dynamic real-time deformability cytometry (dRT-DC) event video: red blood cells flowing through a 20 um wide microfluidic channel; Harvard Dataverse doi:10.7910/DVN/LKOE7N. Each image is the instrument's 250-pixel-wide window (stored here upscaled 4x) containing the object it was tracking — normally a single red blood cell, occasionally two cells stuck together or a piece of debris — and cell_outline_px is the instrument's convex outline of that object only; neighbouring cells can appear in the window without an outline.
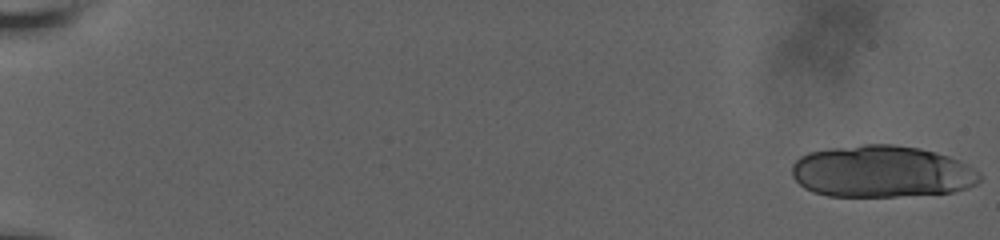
{"species": "human", "species_latin": "Homo sapiens", "temperature_condition": "room temperature", "stored_images_in_passage": 33, "camera_frame_rate_fps": 3000, "um_per_image_px": 0.085, "donor": {"sex": "male"}, "frame": {"image": 1, "passage_image": 1, "time_ms": 0.0, "image_size_px": [1000, 240], "cell_outline_px": [[980, 180], [976, 184], [968, 188], [952, 192], [896, 196], [828, 196], [812, 192], [804, 188], [792, 176], [792, 164], [800, 156], [808, 152], [828, 148], [864, 144], [892, 144], [920, 148], [936, 152], [948, 156], [968, 164], [980, 172]], "centroid_in_image_um": [74.93, 14.57], "position_along_channel_um": 10.1, "area_um2": 57.11}}
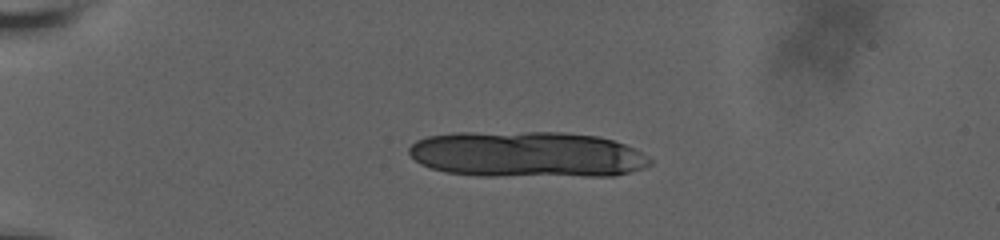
{"frame": {"image": 2, "passage_image": 24, "time_ms": 5.0, "image_size_px": [1000, 240], "cell_outline_px": [[652, 164], [644, 168], [616, 176], [476, 176], [448, 172], [432, 168], [420, 164], [408, 152], [408, 148], [416, 140], [428, 136], [456, 132], [564, 132], [596, 136], [612, 140], [624, 144], [640, 152], [652, 160]], "centroid_in_image_um": [44.79, 13.13], "position_along_channel_um": 40.2, "area_um2": 65.08}}